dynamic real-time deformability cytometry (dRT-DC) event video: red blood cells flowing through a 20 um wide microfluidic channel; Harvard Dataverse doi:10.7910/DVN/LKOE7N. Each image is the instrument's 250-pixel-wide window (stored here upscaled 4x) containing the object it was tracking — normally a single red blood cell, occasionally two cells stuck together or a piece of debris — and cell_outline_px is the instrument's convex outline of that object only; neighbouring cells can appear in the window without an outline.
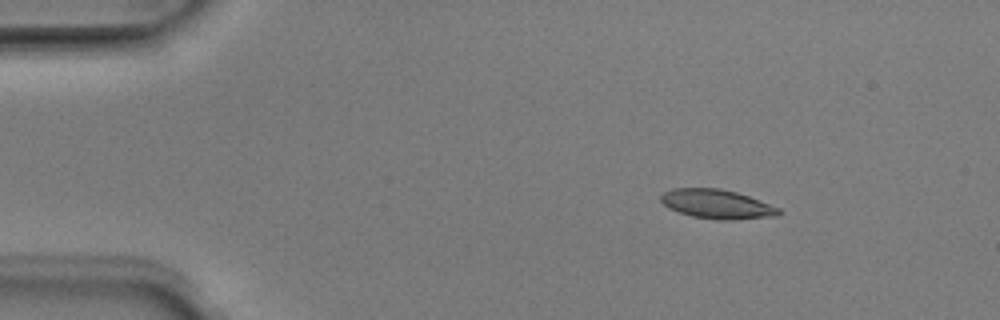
{"species": "Egyptian fruit bat (a non-hibernating species)", "species_latin": "Rousettus aegyptiacus", "temperature_condition": "room temperature", "stored_images_in_passage": 5, "camera_frame_rate_fps": 3000, "um_per_image_px": 0.085, "animal": {"sex": "male"}, "frame": {"image": 1, "passage_image": 2, "time_ms": 0.333, "image_size_px": [1000, 320], "cell_outline_px": [[780, 212], [776, 216], [736, 220], [716, 220], [692, 216], [668, 208], [660, 200], [660, 196], [664, 192], [672, 188], [720, 188], [736, 192], [748, 196], [780, 208]], "centroid_in_image_um": [60.92, 17.35], "position_along_channel_um": 24.1, "area_um2": 20.06}}